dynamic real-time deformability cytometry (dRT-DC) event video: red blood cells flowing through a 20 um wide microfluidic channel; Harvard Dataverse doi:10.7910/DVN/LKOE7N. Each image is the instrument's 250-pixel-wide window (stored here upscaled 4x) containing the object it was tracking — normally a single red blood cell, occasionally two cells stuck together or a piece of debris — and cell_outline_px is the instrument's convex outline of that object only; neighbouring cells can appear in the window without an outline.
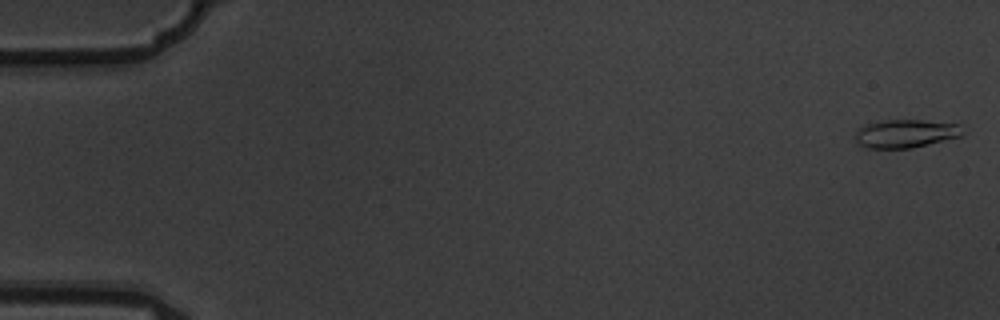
{"species": "common noctule bat (a hibernating species)", "species_latin": "Nyctalus noctula", "temperature_condition": "warm", "stored_images_in_passage": 5, "camera_frame_rate_fps": 3000, "um_per_image_px": 0.085, "animal": {"sex": "male", "body_mass_g": 19.5, "forearm_length_mm": 54.6}, "frame": {"image": 1, "passage_image": 1, "time_ms": 0.0, "image_size_px": [1000, 320], "cell_outline_px": [[960, 136], [912, 148], [868, 148], [860, 144], [856, 140], [856, 128], [864, 124], [880, 120], [920, 120], [960, 124]], "centroid_in_image_um": [76.9, 11.34], "position_along_channel_um": 8.1, "area_um2": 17.51}}
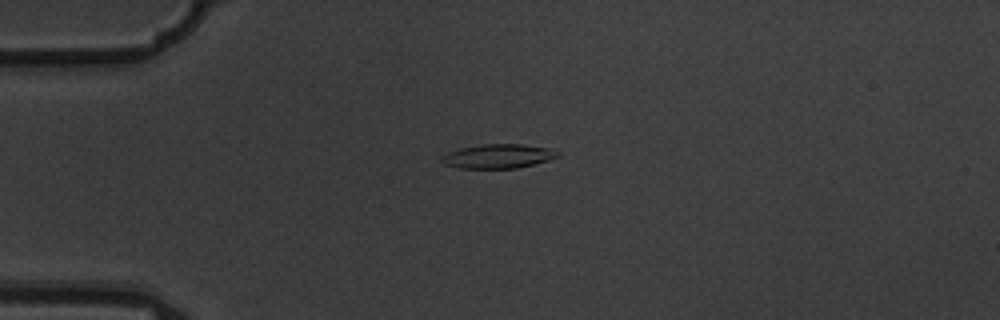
{"frame": {"image": 2, "passage_image": 4, "time_ms": 1.0, "image_size_px": [1000, 320], "cell_outline_px": [[560, 156], [548, 160], [516, 168], [460, 168], [444, 164], [440, 160], [440, 156], [448, 152], [460, 148], [484, 144], [524, 144], [556, 148], [560, 152]], "centroid_in_image_um": [42.38, 13.26], "position_along_channel_um": 42.6, "area_um2": 16.53}}